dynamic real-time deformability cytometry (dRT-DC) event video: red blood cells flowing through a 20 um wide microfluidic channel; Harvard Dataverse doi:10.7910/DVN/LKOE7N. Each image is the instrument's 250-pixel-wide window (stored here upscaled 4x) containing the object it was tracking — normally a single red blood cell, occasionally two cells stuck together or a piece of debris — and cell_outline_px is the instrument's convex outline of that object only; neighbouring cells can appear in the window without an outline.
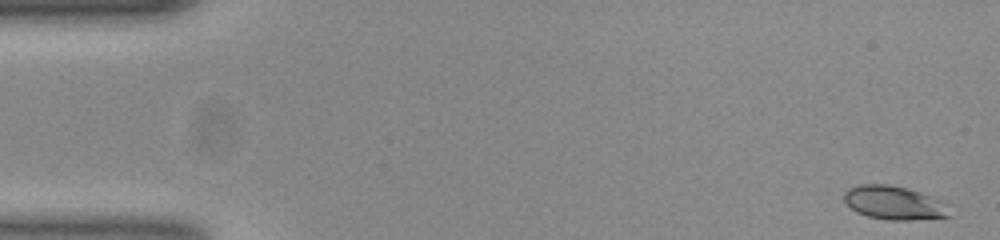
{"species": "common noctule bat (a hibernating species)", "species_latin": "Nyctalus noctula", "temperature_condition": "room temperature", "stored_images_in_passage": 52, "camera_frame_rate_fps": 3000, "um_per_image_px": 0.085, "animal": {"sex": "female", "body_mass_g": 23.0, "forearm_length_mm": 53.4}, "frame": {"image": 1, "passage_image": 1, "time_ms": 0.0, "image_size_px": [1000, 240], "cell_outline_px": [[952, 216], [912, 220], [888, 220], [868, 216], [856, 212], [844, 200], [844, 192], [848, 188], [860, 184], [888, 184], [920, 192], [944, 200], [948, 204]], "centroid_in_image_um": [76.05, 17.24], "position_along_channel_um": 9.0, "area_um2": 20.87}}
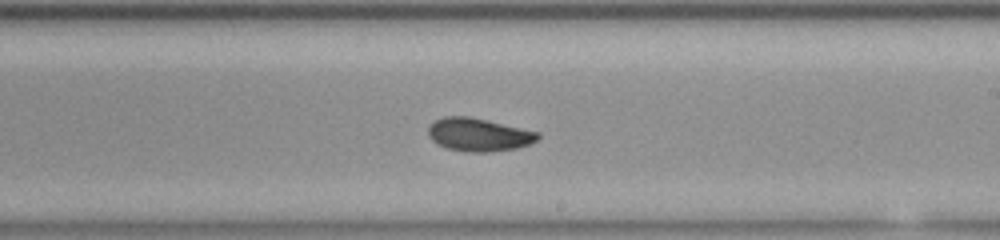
{"frame": {"image": 2, "passage_image": 30, "time_ms": 9.667, "image_size_px": [1000, 240], "cell_outline_px": [[540, 136], [532, 144], [516, 148], [488, 152], [468, 152], [448, 148], [436, 144], [428, 136], [428, 128], [436, 120], [444, 116], [468, 116], [540, 132]], "centroid_in_image_um": [40.7, 11.45], "position_along_channel_um": 248.3, "area_um2": 21.1}}
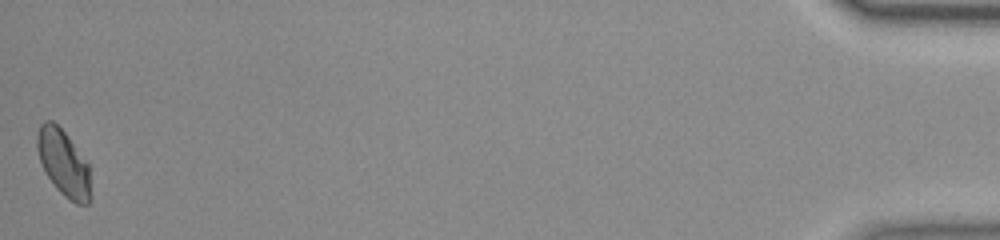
{"frame": {"image": 3, "passage_image": 52, "time_ms": 17.0, "image_size_px": [1000, 240], "cell_outline_px": [[92, 200], [88, 204], [76, 204], [68, 200], [56, 188], [44, 172], [36, 148], [36, 136], [40, 124], [44, 120], [52, 120], [68, 136], [88, 164], [92, 196]], "centroid_in_image_um": [5.4, 13.89], "position_along_channel_um": 429.8, "area_um2": 20.98}, "authors_computed_cell_mechanics": {"area_um2": 20.6924, "velocity_mm_per_s": 3.855, "shape_relaxation_time_tau1_ms": 4.8783, "shape_relaxation_time_tau2_ms": 1.6732, "deformation_change_tau1": 0.1368, "deformation_change_tau2": 0.0382}}